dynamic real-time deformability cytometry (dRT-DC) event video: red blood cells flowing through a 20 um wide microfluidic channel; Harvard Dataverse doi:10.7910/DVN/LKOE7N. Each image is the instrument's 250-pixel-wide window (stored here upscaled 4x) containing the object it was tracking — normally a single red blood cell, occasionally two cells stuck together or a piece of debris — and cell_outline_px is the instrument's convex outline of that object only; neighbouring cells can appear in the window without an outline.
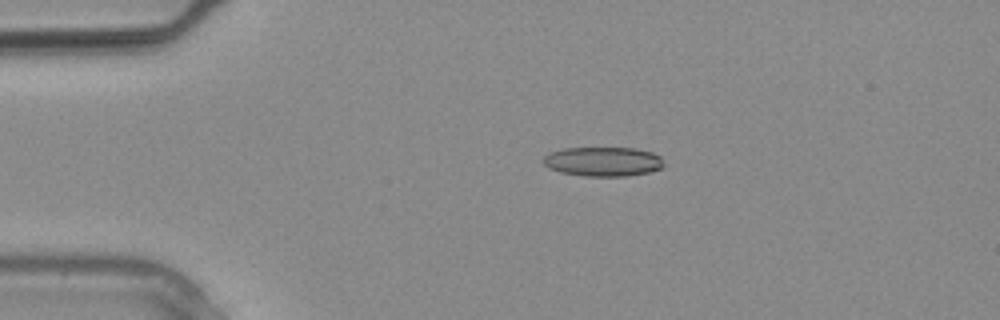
{"species": "common noctule bat (a hibernating species)", "species_latin": "Nyctalus noctula", "temperature_condition": "warm", "stored_images_in_passage": 2, "camera_frame_rate_fps": 3000, "um_per_image_px": 0.085, "animal": {"sex": "male", "body_mass_g": 20.4}, "frame": {"image": 1, "passage_image": 2, "time_ms": 0.333, "image_size_px": [1000, 320], "cell_outline_px": [[664, 168], [648, 172], [624, 176], [584, 176], [560, 172], [548, 168], [544, 164], [544, 156], [548, 152], [564, 148], [636, 148], [652, 152], [660, 156], [664, 164]], "centroid_in_image_um": [51.26, 13.73], "position_along_channel_um": 33.7, "area_um2": 20.75}}